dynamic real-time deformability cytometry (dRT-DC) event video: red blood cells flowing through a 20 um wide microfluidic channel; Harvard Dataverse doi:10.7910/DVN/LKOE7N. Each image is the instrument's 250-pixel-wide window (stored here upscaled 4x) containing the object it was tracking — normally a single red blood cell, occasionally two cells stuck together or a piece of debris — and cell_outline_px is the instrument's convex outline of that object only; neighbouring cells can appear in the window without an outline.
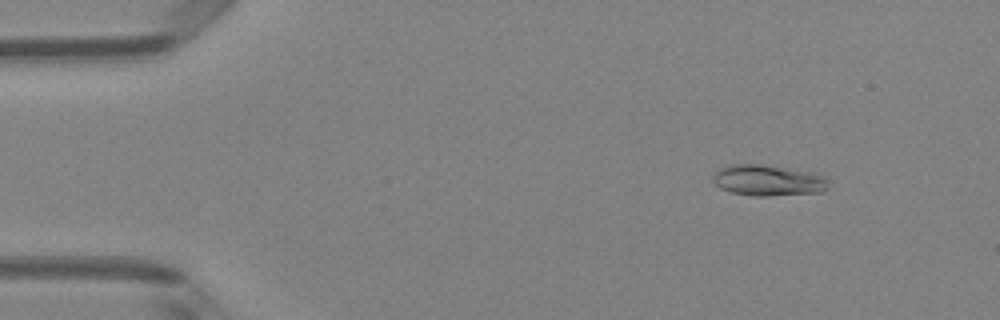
{"species": "Egyptian fruit bat (a non-hibernating species)", "species_latin": "Rousettus aegyptiacus", "temperature_condition": "room temperature", "stored_images_in_passage": 50, "camera_frame_rate_fps": 3000, "um_per_image_px": 0.085, "animal": {"sex": "female"}, "frame": {"image": 1, "passage_image": 6, "time_ms": 1.667, "image_size_px": [1000, 320], "cell_outline_px": [[828, 188], [824, 192], [768, 196], [756, 196], [732, 192], [720, 188], [712, 180], [712, 176], [720, 168], [728, 164], [760, 164], [816, 172], [824, 176], [828, 180]], "centroid_in_image_um": [65.32, 15.32], "position_along_channel_um": 19.7, "area_um2": 21.1}}
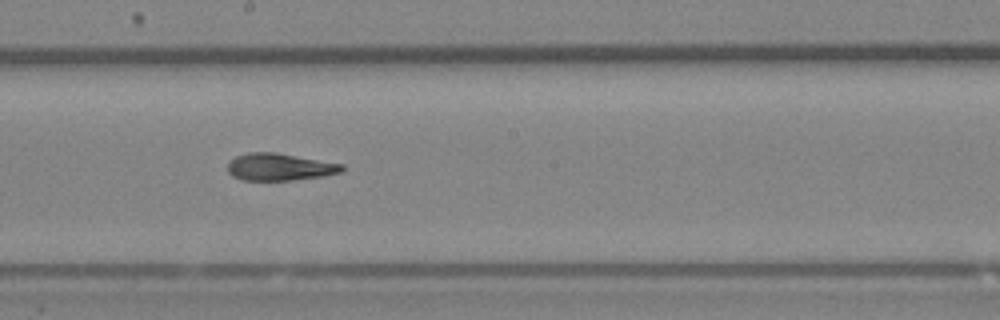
{"frame": {"image": 2, "passage_image": 28, "time_ms": 9.0, "image_size_px": [1000, 320], "cell_outline_px": [[344, 172], [324, 176], [292, 180], [240, 180], [232, 176], [228, 172], [228, 160], [236, 156], [248, 152], [276, 152], [344, 164]], "centroid_in_image_um": [23.77, 14.19], "position_along_channel_um": 224.4, "area_um2": 18.38}}
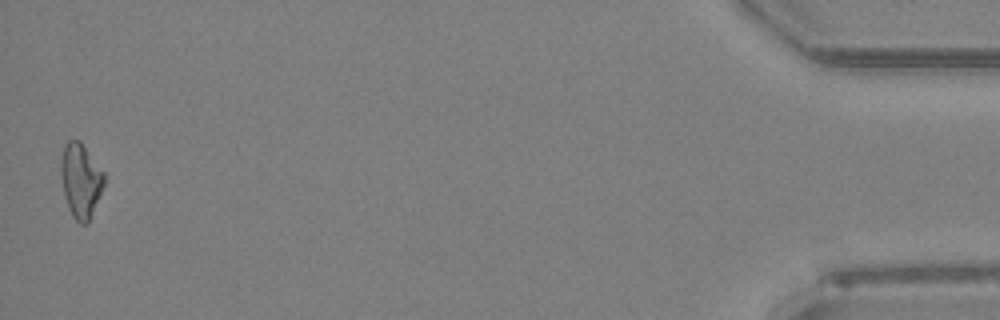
{"frame": {"image": 3, "passage_image": 50, "time_ms": 16.333, "image_size_px": [1000, 320], "cell_outline_px": [[104, 184], [88, 224], [80, 224], [72, 216], [68, 208], [64, 196], [60, 176], [60, 160], [64, 144], [68, 140], [80, 140], [104, 172]], "centroid_in_image_um": [6.83, 15.33], "position_along_channel_um": 428.4, "area_um2": 18.9}, "authors_computed_cell_mechanics": {"area_um2": 18.6694, "velocity_mm_per_s": 4.0289, "shape_relaxation_time_tau1_ms": 5.1868, "shape_relaxation_time_tau2_ms": 3.608, "deformation_change_tau1": 0.1598, "deformation_change_tau2": 0.1141}}